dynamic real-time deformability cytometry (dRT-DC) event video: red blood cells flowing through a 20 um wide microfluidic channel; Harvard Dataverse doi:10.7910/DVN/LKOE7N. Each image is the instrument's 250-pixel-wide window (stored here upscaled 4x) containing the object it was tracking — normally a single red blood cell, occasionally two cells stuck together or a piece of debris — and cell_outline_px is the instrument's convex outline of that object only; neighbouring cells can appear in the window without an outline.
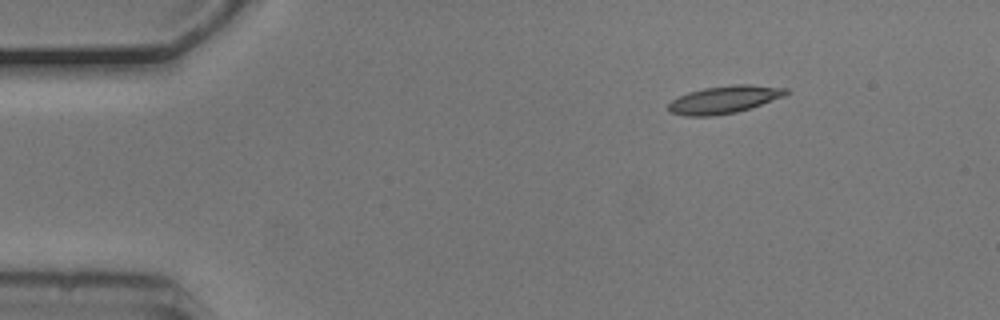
{"species": "common noctule bat (a hibernating species)", "species_latin": "Nyctalus noctula", "temperature_condition": "cold", "stored_images_in_passage": 4, "camera_frame_rate_fps": 3000, "um_per_image_px": 0.085, "animal": {"sex": "male", "body_mass_g": 20.5, "forearm_length_mm": 52.5}, "frame": {"image": 1, "passage_image": 1, "time_ms": 0.0, "image_size_px": [1000, 320], "cell_outline_px": [[792, 92], [784, 96], [736, 112], [712, 116], [684, 116], [668, 112], [668, 104], [672, 100], [688, 92], [704, 88], [732, 84], [752, 84], [788, 88]], "centroid_in_image_um": [61.56, 8.45], "position_along_channel_um": 23.4, "area_um2": 18.96}}